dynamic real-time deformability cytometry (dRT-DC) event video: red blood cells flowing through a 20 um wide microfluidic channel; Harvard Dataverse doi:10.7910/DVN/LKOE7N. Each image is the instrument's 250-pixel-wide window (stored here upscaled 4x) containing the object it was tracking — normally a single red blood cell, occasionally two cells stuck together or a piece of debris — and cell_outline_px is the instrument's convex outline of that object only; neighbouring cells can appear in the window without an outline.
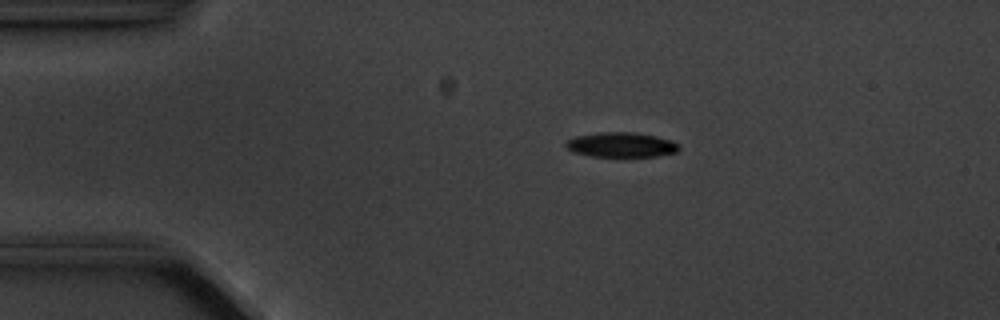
{"species": "common noctule bat (a hibernating species)", "species_latin": "Nyctalus noctula", "temperature_condition": "cold", "stored_images_in_passage": 9, "camera_frame_rate_fps": 3000, "um_per_image_px": 0.085, "animal": {"sex": "male", "body_mass_g": 20.1, "forearm_length_mm": 53.5}, "frame": {"image": 1, "passage_image": 3, "time_ms": 2.667, "image_size_px": [1000, 320], "cell_outline_px": [[680, 148], [676, 152], [656, 156], [592, 156], [572, 152], [564, 144], [568, 140], [576, 136], [600, 132], [636, 132], [656, 136], [672, 140], [680, 144]], "centroid_in_image_um": [52.83, 12.3], "position_along_channel_um": 32.2, "area_um2": 16.36}}